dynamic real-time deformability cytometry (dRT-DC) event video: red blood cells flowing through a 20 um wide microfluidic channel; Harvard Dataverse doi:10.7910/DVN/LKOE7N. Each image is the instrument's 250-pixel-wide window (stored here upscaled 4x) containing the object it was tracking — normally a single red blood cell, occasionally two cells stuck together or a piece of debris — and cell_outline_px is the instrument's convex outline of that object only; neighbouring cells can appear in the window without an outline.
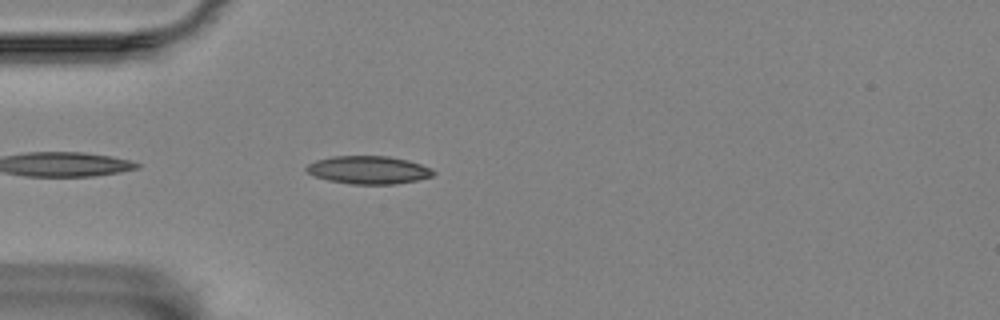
{"species": "Egyptian fruit bat (a non-hibernating species)", "species_latin": "Rousettus aegyptiacus", "temperature_condition": "room temperature", "stored_images_in_passage": 15, "camera_frame_rate_fps": 3000, "um_per_image_px": 0.085, "animal": {"sex": "female"}, "frame": {"image": 1, "passage_image": 3, "time_ms": 0.667, "image_size_px": [1000, 320], "cell_outline_px": [[436, 172], [432, 176], [416, 180], [396, 184], [352, 184], [328, 180], [316, 176], [308, 172], [304, 168], [308, 164], [316, 160], [332, 156], [388, 156], [408, 160], [432, 168]], "centroid_in_image_um": [31.33, 14.44], "position_along_channel_um": 53.7, "area_um2": 20.63}}
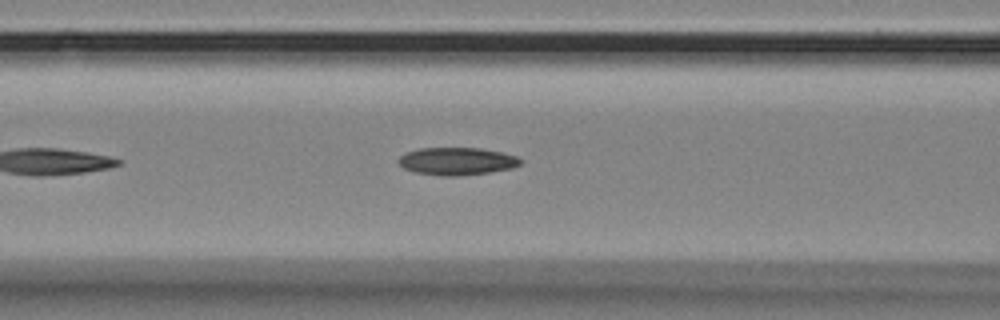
{"frame": {"image": 2, "passage_image": 10, "time_ms": 3.0, "image_size_px": [1000, 320], "cell_outline_px": [[520, 164], [512, 168], [488, 172], [460, 176], [440, 176], [416, 172], [404, 168], [396, 160], [404, 152], [420, 148], [480, 148], [500, 152], [516, 156], [520, 160]], "centroid_in_image_um": [38.78, 13.7], "position_along_channel_um": 127.8, "area_um2": 19.54}}
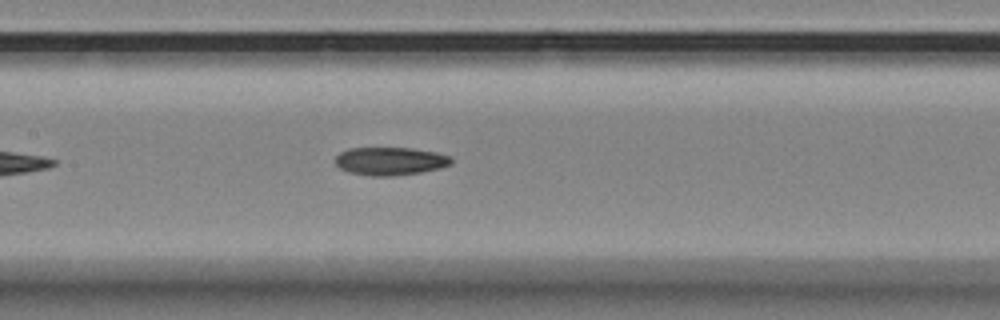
{"frame": {"image": 3, "passage_image": 14, "time_ms": 4.333, "image_size_px": [1000, 320], "cell_outline_px": [[452, 164], [440, 168], [420, 172], [392, 176], [372, 176], [348, 172], [340, 168], [336, 164], [336, 156], [340, 152], [348, 148], [412, 148], [436, 152], [452, 156]], "centroid_in_image_um": [33.18, 13.69], "position_along_channel_um": 174.2, "area_um2": 19.02}}